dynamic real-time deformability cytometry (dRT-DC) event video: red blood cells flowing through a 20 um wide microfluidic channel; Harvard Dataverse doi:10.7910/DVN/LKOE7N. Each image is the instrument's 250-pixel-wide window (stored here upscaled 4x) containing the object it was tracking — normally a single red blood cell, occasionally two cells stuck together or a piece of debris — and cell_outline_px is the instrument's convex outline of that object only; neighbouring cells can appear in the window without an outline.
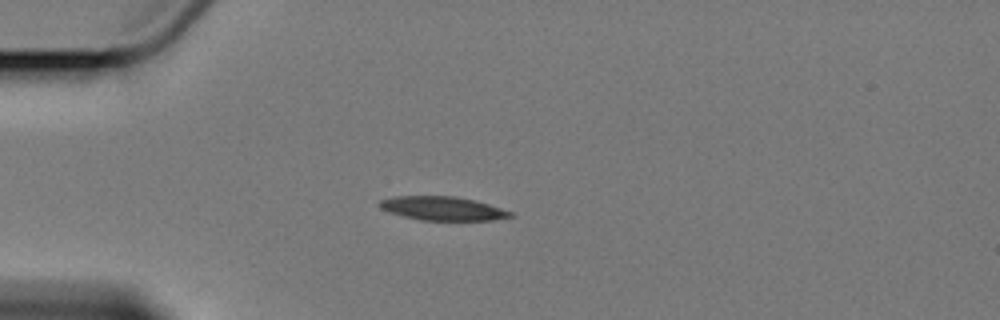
{"species": "Egyptian fruit bat (a non-hibernating species)", "species_latin": "Rousettus aegyptiacus", "temperature_condition": "cold", "stored_images_in_passage": 8, "camera_frame_rate_fps": 3000, "um_per_image_px": 0.085, "animal": {"sex": "female"}, "frame": {"image": 1, "passage_image": 4, "time_ms": 3.333, "image_size_px": [1000, 320], "cell_outline_px": [[512, 216], [492, 220], [420, 220], [388, 212], [380, 208], [380, 200], [396, 196], [452, 196], [472, 200], [488, 204], [512, 212]], "centroid_in_image_um": [37.58, 17.72], "position_along_channel_um": 47.4, "area_um2": 17.8}}
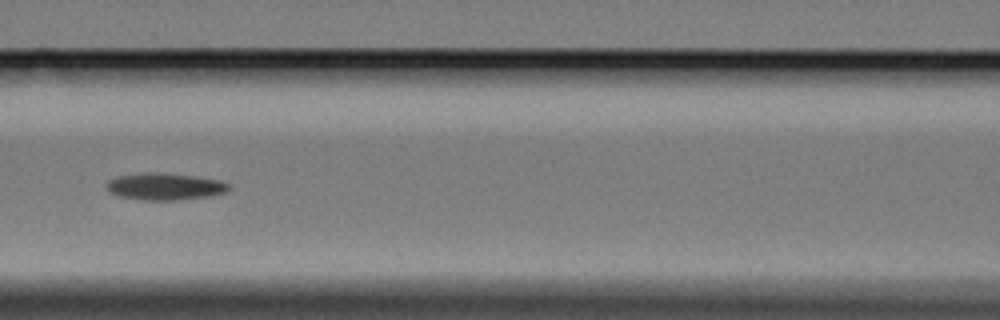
{"frame": {"image": 2, "passage_image": 7, "time_ms": 7.0, "image_size_px": [1000, 320], "cell_outline_px": [[232, 188], [224, 192], [212, 196], [180, 200], [140, 200], [120, 196], [112, 192], [108, 188], [108, 180], [116, 176], [148, 172], [192, 176], [216, 180], [228, 184]], "centroid_in_image_um": [14.02, 15.87], "position_along_channel_um": 152.6, "area_um2": 18.84}}
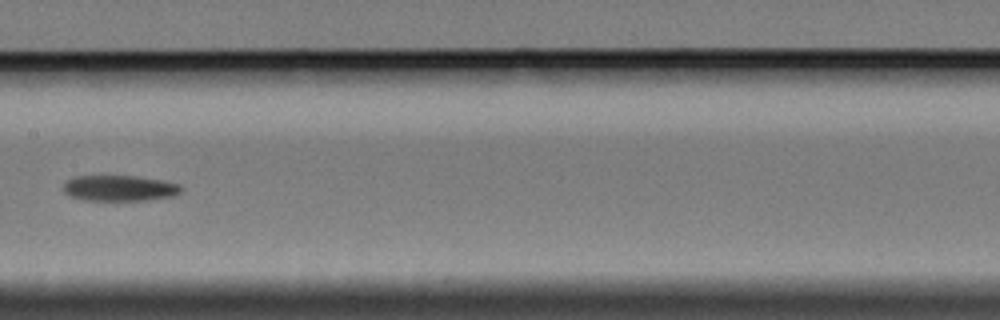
{"frame": {"image": 3, "passage_image": 8, "time_ms": 8.333, "image_size_px": [1000, 320], "cell_outline_px": [[184, 188], [180, 192], [172, 196], [148, 200], [84, 200], [72, 196], [64, 192], [64, 184], [72, 176], [136, 176], [160, 180], [180, 184]], "centroid_in_image_um": [10.18, 15.99], "position_along_channel_um": 197.2, "area_um2": 17.57}}